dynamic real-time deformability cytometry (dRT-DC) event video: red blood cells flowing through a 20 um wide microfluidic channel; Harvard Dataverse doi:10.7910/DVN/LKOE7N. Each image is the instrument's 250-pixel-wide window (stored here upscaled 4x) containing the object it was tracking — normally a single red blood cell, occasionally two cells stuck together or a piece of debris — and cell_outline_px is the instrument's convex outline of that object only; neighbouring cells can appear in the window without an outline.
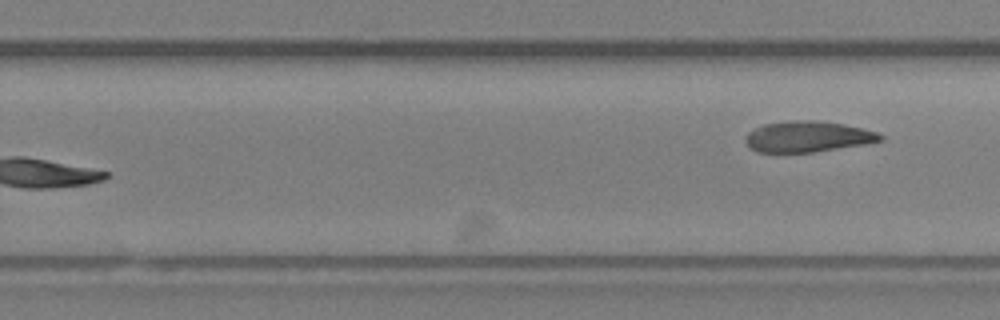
{"species": "Egyptian fruit bat (a non-hibernating species)", "species_latin": "Rousettus aegyptiacus", "temperature_condition": "room temperature", "stored_images_in_passage": 22, "segment_of_instrument_passage": [2, 2], "camera_frame_rate_fps": 3000, "um_per_image_px": 0.085, "animal": {"sex": "female"}, "frame": {"image": 1, "passage_image": 22, "time_ms": 7.0, "image_size_px": [1000, 320], "cell_outline_px": [[884, 140], [864, 144], [812, 152], [756, 152], [744, 140], [748, 132], [764, 124], [788, 120], [812, 120], [840, 124], [860, 128], [876, 132], [884, 136]], "centroid_in_image_um": [68.63, 11.61], "position_along_channel_um": 261.2, "area_um2": 23.93}}